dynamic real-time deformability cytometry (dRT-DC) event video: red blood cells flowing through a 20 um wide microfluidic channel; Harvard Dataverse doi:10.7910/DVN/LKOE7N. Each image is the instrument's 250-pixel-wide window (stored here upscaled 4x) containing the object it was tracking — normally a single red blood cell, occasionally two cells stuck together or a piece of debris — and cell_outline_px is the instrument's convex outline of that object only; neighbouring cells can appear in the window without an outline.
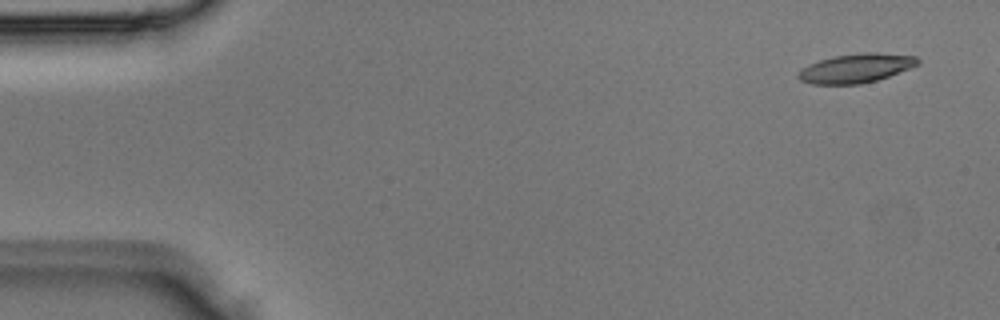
{"species": "Egyptian fruit bat (a non-hibernating species)", "species_latin": "Rousettus aegyptiacus", "temperature_condition": "room temperature", "stored_images_in_passage": 4, "camera_frame_rate_fps": 3000, "um_per_image_px": 0.085, "animal": {"sex": "male"}, "frame": {"image": 1, "passage_image": 1, "time_ms": 0.0, "image_size_px": [1000, 320], "cell_outline_px": [[920, 64], [888, 76], [876, 80], [860, 84], [812, 84], [800, 80], [796, 76], [808, 64], [832, 56], [864, 52], [876, 52], [916, 56], [920, 60]], "centroid_in_image_um": [72.77, 5.79], "position_along_channel_um": 12.2, "area_um2": 20.17}}